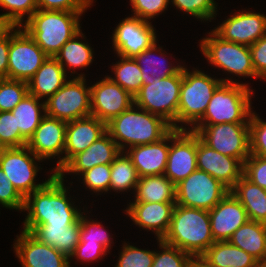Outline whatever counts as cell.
Segmentation results:
<instances>
[{"label": "cell", "mask_w": 266, "mask_h": 267, "mask_svg": "<svg viewBox=\"0 0 266 267\" xmlns=\"http://www.w3.org/2000/svg\"><path fill=\"white\" fill-rule=\"evenodd\" d=\"M65 181L55 174L41 189L25 197L23 231L31 232L38 225H73L79 220L86 205L81 209L75 205Z\"/></svg>", "instance_id": "cell-1"}, {"label": "cell", "mask_w": 266, "mask_h": 267, "mask_svg": "<svg viewBox=\"0 0 266 267\" xmlns=\"http://www.w3.org/2000/svg\"><path fill=\"white\" fill-rule=\"evenodd\" d=\"M172 129V125L164 118L141 109L134 103L106 123L107 133L121 152L130 147L155 143Z\"/></svg>", "instance_id": "cell-2"}, {"label": "cell", "mask_w": 266, "mask_h": 267, "mask_svg": "<svg viewBox=\"0 0 266 267\" xmlns=\"http://www.w3.org/2000/svg\"><path fill=\"white\" fill-rule=\"evenodd\" d=\"M187 68L183 66L177 129L190 130L204 116L211 97L222 83H235L250 87L249 83L237 82L238 80H234L232 76L231 78H229L230 76L217 78L215 75L211 77L210 74L199 68L193 67L191 71Z\"/></svg>", "instance_id": "cell-3"}, {"label": "cell", "mask_w": 266, "mask_h": 267, "mask_svg": "<svg viewBox=\"0 0 266 267\" xmlns=\"http://www.w3.org/2000/svg\"><path fill=\"white\" fill-rule=\"evenodd\" d=\"M162 240L192 257L202 256L215 242L208 210L176 204L168 232Z\"/></svg>", "instance_id": "cell-4"}, {"label": "cell", "mask_w": 266, "mask_h": 267, "mask_svg": "<svg viewBox=\"0 0 266 267\" xmlns=\"http://www.w3.org/2000/svg\"><path fill=\"white\" fill-rule=\"evenodd\" d=\"M83 13L38 9L21 27L48 57H55L63 44L81 30Z\"/></svg>", "instance_id": "cell-5"}, {"label": "cell", "mask_w": 266, "mask_h": 267, "mask_svg": "<svg viewBox=\"0 0 266 267\" xmlns=\"http://www.w3.org/2000/svg\"><path fill=\"white\" fill-rule=\"evenodd\" d=\"M242 84L222 83L211 97L204 116L195 125L249 123L254 89Z\"/></svg>", "instance_id": "cell-6"}, {"label": "cell", "mask_w": 266, "mask_h": 267, "mask_svg": "<svg viewBox=\"0 0 266 267\" xmlns=\"http://www.w3.org/2000/svg\"><path fill=\"white\" fill-rule=\"evenodd\" d=\"M183 78V67L167 78H152L143 81L139 92L134 96V104L152 114L164 118L177 129L179 96Z\"/></svg>", "instance_id": "cell-7"}, {"label": "cell", "mask_w": 266, "mask_h": 267, "mask_svg": "<svg viewBox=\"0 0 266 267\" xmlns=\"http://www.w3.org/2000/svg\"><path fill=\"white\" fill-rule=\"evenodd\" d=\"M199 41L200 51L208 63L224 73L237 77L255 78L250 47L222 40L212 30Z\"/></svg>", "instance_id": "cell-8"}, {"label": "cell", "mask_w": 266, "mask_h": 267, "mask_svg": "<svg viewBox=\"0 0 266 267\" xmlns=\"http://www.w3.org/2000/svg\"><path fill=\"white\" fill-rule=\"evenodd\" d=\"M40 161L43 160L38 158L27 146L2 148L0 150L1 169L24 198L41 189L55 175L51 168L47 180L45 179L42 183L35 182L39 170L42 169L39 164Z\"/></svg>", "instance_id": "cell-9"}, {"label": "cell", "mask_w": 266, "mask_h": 267, "mask_svg": "<svg viewBox=\"0 0 266 267\" xmlns=\"http://www.w3.org/2000/svg\"><path fill=\"white\" fill-rule=\"evenodd\" d=\"M190 130L223 155L238 158L242 163L250 156L249 123L194 125Z\"/></svg>", "instance_id": "cell-10"}, {"label": "cell", "mask_w": 266, "mask_h": 267, "mask_svg": "<svg viewBox=\"0 0 266 267\" xmlns=\"http://www.w3.org/2000/svg\"><path fill=\"white\" fill-rule=\"evenodd\" d=\"M86 78L69 80L45 100L46 115L66 122L91 115L90 86Z\"/></svg>", "instance_id": "cell-11"}, {"label": "cell", "mask_w": 266, "mask_h": 267, "mask_svg": "<svg viewBox=\"0 0 266 267\" xmlns=\"http://www.w3.org/2000/svg\"><path fill=\"white\" fill-rule=\"evenodd\" d=\"M230 190L207 172L197 169L175 185L176 204L211 210Z\"/></svg>", "instance_id": "cell-12"}, {"label": "cell", "mask_w": 266, "mask_h": 267, "mask_svg": "<svg viewBox=\"0 0 266 267\" xmlns=\"http://www.w3.org/2000/svg\"><path fill=\"white\" fill-rule=\"evenodd\" d=\"M47 57L29 34L18 26L10 34L7 79L28 82Z\"/></svg>", "instance_id": "cell-13"}, {"label": "cell", "mask_w": 266, "mask_h": 267, "mask_svg": "<svg viewBox=\"0 0 266 267\" xmlns=\"http://www.w3.org/2000/svg\"><path fill=\"white\" fill-rule=\"evenodd\" d=\"M157 38L152 22L131 15L114 28L111 36L112 49L116 56L134 58L158 42Z\"/></svg>", "instance_id": "cell-14"}, {"label": "cell", "mask_w": 266, "mask_h": 267, "mask_svg": "<svg viewBox=\"0 0 266 267\" xmlns=\"http://www.w3.org/2000/svg\"><path fill=\"white\" fill-rule=\"evenodd\" d=\"M197 134L188 129L169 132V153L164 175L174 184L197 170Z\"/></svg>", "instance_id": "cell-15"}, {"label": "cell", "mask_w": 266, "mask_h": 267, "mask_svg": "<svg viewBox=\"0 0 266 267\" xmlns=\"http://www.w3.org/2000/svg\"><path fill=\"white\" fill-rule=\"evenodd\" d=\"M66 127V121L45 115L26 145L43 161L55 158V174L63 168Z\"/></svg>", "instance_id": "cell-16"}, {"label": "cell", "mask_w": 266, "mask_h": 267, "mask_svg": "<svg viewBox=\"0 0 266 267\" xmlns=\"http://www.w3.org/2000/svg\"><path fill=\"white\" fill-rule=\"evenodd\" d=\"M211 30L222 40L250 47L266 35V15L250 9L237 10Z\"/></svg>", "instance_id": "cell-17"}, {"label": "cell", "mask_w": 266, "mask_h": 267, "mask_svg": "<svg viewBox=\"0 0 266 267\" xmlns=\"http://www.w3.org/2000/svg\"><path fill=\"white\" fill-rule=\"evenodd\" d=\"M91 115L108 123L134 103L131 96L107 75L90 86Z\"/></svg>", "instance_id": "cell-18"}, {"label": "cell", "mask_w": 266, "mask_h": 267, "mask_svg": "<svg viewBox=\"0 0 266 267\" xmlns=\"http://www.w3.org/2000/svg\"><path fill=\"white\" fill-rule=\"evenodd\" d=\"M13 242L15 256L22 267H72L65 254L40 242L30 232L22 230Z\"/></svg>", "instance_id": "cell-19"}, {"label": "cell", "mask_w": 266, "mask_h": 267, "mask_svg": "<svg viewBox=\"0 0 266 267\" xmlns=\"http://www.w3.org/2000/svg\"><path fill=\"white\" fill-rule=\"evenodd\" d=\"M197 169L203 170L219 180L229 190L243 176V163L226 156L204 144L197 135Z\"/></svg>", "instance_id": "cell-20"}, {"label": "cell", "mask_w": 266, "mask_h": 267, "mask_svg": "<svg viewBox=\"0 0 266 267\" xmlns=\"http://www.w3.org/2000/svg\"><path fill=\"white\" fill-rule=\"evenodd\" d=\"M175 205L176 202H129L123 211L134 225L161 240L168 232Z\"/></svg>", "instance_id": "cell-21"}, {"label": "cell", "mask_w": 266, "mask_h": 267, "mask_svg": "<svg viewBox=\"0 0 266 267\" xmlns=\"http://www.w3.org/2000/svg\"><path fill=\"white\" fill-rule=\"evenodd\" d=\"M120 152L115 141L106 132L98 140L94 141L88 149L75 155L57 175L62 180L71 174L80 176L83 172L96 165L111 164Z\"/></svg>", "instance_id": "cell-22"}, {"label": "cell", "mask_w": 266, "mask_h": 267, "mask_svg": "<svg viewBox=\"0 0 266 267\" xmlns=\"http://www.w3.org/2000/svg\"><path fill=\"white\" fill-rule=\"evenodd\" d=\"M214 241H228L249 218L245 208L231 191L208 211Z\"/></svg>", "instance_id": "cell-23"}, {"label": "cell", "mask_w": 266, "mask_h": 267, "mask_svg": "<svg viewBox=\"0 0 266 267\" xmlns=\"http://www.w3.org/2000/svg\"><path fill=\"white\" fill-rule=\"evenodd\" d=\"M106 132V123L92 115L67 122L63 167Z\"/></svg>", "instance_id": "cell-24"}, {"label": "cell", "mask_w": 266, "mask_h": 267, "mask_svg": "<svg viewBox=\"0 0 266 267\" xmlns=\"http://www.w3.org/2000/svg\"><path fill=\"white\" fill-rule=\"evenodd\" d=\"M132 160L140 177L165 173L169 153V133L161 140L130 147L124 151Z\"/></svg>", "instance_id": "cell-25"}, {"label": "cell", "mask_w": 266, "mask_h": 267, "mask_svg": "<svg viewBox=\"0 0 266 267\" xmlns=\"http://www.w3.org/2000/svg\"><path fill=\"white\" fill-rule=\"evenodd\" d=\"M84 34L82 30L76 33L70 40L63 44L61 50L54 57L66 73L71 74L69 77L71 76L72 78H86V74H78L76 69H87L94 61V48L87 42L86 35Z\"/></svg>", "instance_id": "cell-26"}, {"label": "cell", "mask_w": 266, "mask_h": 267, "mask_svg": "<svg viewBox=\"0 0 266 267\" xmlns=\"http://www.w3.org/2000/svg\"><path fill=\"white\" fill-rule=\"evenodd\" d=\"M69 78L64 68L54 57H47L27 82L28 93L45 101L58 91Z\"/></svg>", "instance_id": "cell-27"}, {"label": "cell", "mask_w": 266, "mask_h": 267, "mask_svg": "<svg viewBox=\"0 0 266 267\" xmlns=\"http://www.w3.org/2000/svg\"><path fill=\"white\" fill-rule=\"evenodd\" d=\"M80 218L73 225H38L30 233L40 242L53 246L68 258L80 242Z\"/></svg>", "instance_id": "cell-28"}, {"label": "cell", "mask_w": 266, "mask_h": 267, "mask_svg": "<svg viewBox=\"0 0 266 267\" xmlns=\"http://www.w3.org/2000/svg\"><path fill=\"white\" fill-rule=\"evenodd\" d=\"M158 43L156 42L151 48L134 57L142 71L143 81L152 80V78H167L175 75L184 66L179 61L178 63L177 61L175 62L176 65L171 63L173 61L168 62V56L166 55L168 53ZM159 56L161 57L160 60Z\"/></svg>", "instance_id": "cell-29"}, {"label": "cell", "mask_w": 266, "mask_h": 267, "mask_svg": "<svg viewBox=\"0 0 266 267\" xmlns=\"http://www.w3.org/2000/svg\"><path fill=\"white\" fill-rule=\"evenodd\" d=\"M259 263L266 262V224L248 220L228 240Z\"/></svg>", "instance_id": "cell-30"}, {"label": "cell", "mask_w": 266, "mask_h": 267, "mask_svg": "<svg viewBox=\"0 0 266 267\" xmlns=\"http://www.w3.org/2000/svg\"><path fill=\"white\" fill-rule=\"evenodd\" d=\"M211 267H257L259 262L229 241L214 242L202 255Z\"/></svg>", "instance_id": "cell-31"}, {"label": "cell", "mask_w": 266, "mask_h": 267, "mask_svg": "<svg viewBox=\"0 0 266 267\" xmlns=\"http://www.w3.org/2000/svg\"><path fill=\"white\" fill-rule=\"evenodd\" d=\"M245 208L249 220L266 224V190L242 176L230 190Z\"/></svg>", "instance_id": "cell-32"}, {"label": "cell", "mask_w": 266, "mask_h": 267, "mask_svg": "<svg viewBox=\"0 0 266 267\" xmlns=\"http://www.w3.org/2000/svg\"><path fill=\"white\" fill-rule=\"evenodd\" d=\"M133 197L130 202H176L175 185L164 174L140 177Z\"/></svg>", "instance_id": "cell-33"}, {"label": "cell", "mask_w": 266, "mask_h": 267, "mask_svg": "<svg viewBox=\"0 0 266 267\" xmlns=\"http://www.w3.org/2000/svg\"><path fill=\"white\" fill-rule=\"evenodd\" d=\"M11 112L16 117L20 134L28 141L46 115L45 101L28 93Z\"/></svg>", "instance_id": "cell-34"}, {"label": "cell", "mask_w": 266, "mask_h": 267, "mask_svg": "<svg viewBox=\"0 0 266 267\" xmlns=\"http://www.w3.org/2000/svg\"><path fill=\"white\" fill-rule=\"evenodd\" d=\"M117 57L119 60L111 66L114 76H107L134 97L143 85L142 71L134 58Z\"/></svg>", "instance_id": "cell-35"}, {"label": "cell", "mask_w": 266, "mask_h": 267, "mask_svg": "<svg viewBox=\"0 0 266 267\" xmlns=\"http://www.w3.org/2000/svg\"><path fill=\"white\" fill-rule=\"evenodd\" d=\"M138 179L139 176L132 160L125 152H120L111 163L110 191L121 194L132 191L131 193L134 194Z\"/></svg>", "instance_id": "cell-36"}, {"label": "cell", "mask_w": 266, "mask_h": 267, "mask_svg": "<svg viewBox=\"0 0 266 267\" xmlns=\"http://www.w3.org/2000/svg\"><path fill=\"white\" fill-rule=\"evenodd\" d=\"M87 212V213H86ZM89 211L83 209V212L80 216V242L79 243H92V244H101L103 245L109 252L112 249L113 237L110 232L106 231V227L97 221V219H91ZM89 216H88V215Z\"/></svg>", "instance_id": "cell-37"}, {"label": "cell", "mask_w": 266, "mask_h": 267, "mask_svg": "<svg viewBox=\"0 0 266 267\" xmlns=\"http://www.w3.org/2000/svg\"><path fill=\"white\" fill-rule=\"evenodd\" d=\"M170 5L179 11L190 15L200 22L215 20L218 12V3L215 0H169ZM215 17V18H214Z\"/></svg>", "instance_id": "cell-38"}, {"label": "cell", "mask_w": 266, "mask_h": 267, "mask_svg": "<svg viewBox=\"0 0 266 267\" xmlns=\"http://www.w3.org/2000/svg\"><path fill=\"white\" fill-rule=\"evenodd\" d=\"M160 251L154 250L151 267H187L192 256L183 250L157 239Z\"/></svg>", "instance_id": "cell-39"}, {"label": "cell", "mask_w": 266, "mask_h": 267, "mask_svg": "<svg viewBox=\"0 0 266 267\" xmlns=\"http://www.w3.org/2000/svg\"><path fill=\"white\" fill-rule=\"evenodd\" d=\"M79 178L81 184L85 185L84 189L93 191L92 194H105L110 191L111 164L96 165L83 172Z\"/></svg>", "instance_id": "cell-40"}, {"label": "cell", "mask_w": 266, "mask_h": 267, "mask_svg": "<svg viewBox=\"0 0 266 267\" xmlns=\"http://www.w3.org/2000/svg\"><path fill=\"white\" fill-rule=\"evenodd\" d=\"M26 94H28L27 82L0 79V112L12 111Z\"/></svg>", "instance_id": "cell-41"}, {"label": "cell", "mask_w": 266, "mask_h": 267, "mask_svg": "<svg viewBox=\"0 0 266 267\" xmlns=\"http://www.w3.org/2000/svg\"><path fill=\"white\" fill-rule=\"evenodd\" d=\"M121 251L115 267H151L154 250L140 249L129 242L122 243Z\"/></svg>", "instance_id": "cell-42"}, {"label": "cell", "mask_w": 266, "mask_h": 267, "mask_svg": "<svg viewBox=\"0 0 266 267\" xmlns=\"http://www.w3.org/2000/svg\"><path fill=\"white\" fill-rule=\"evenodd\" d=\"M27 142L20 134L14 114L11 111L0 112V147H23Z\"/></svg>", "instance_id": "cell-43"}, {"label": "cell", "mask_w": 266, "mask_h": 267, "mask_svg": "<svg viewBox=\"0 0 266 267\" xmlns=\"http://www.w3.org/2000/svg\"><path fill=\"white\" fill-rule=\"evenodd\" d=\"M0 7L7 10L2 14L9 17L17 26L23 25L38 10L36 0H0Z\"/></svg>", "instance_id": "cell-44"}, {"label": "cell", "mask_w": 266, "mask_h": 267, "mask_svg": "<svg viewBox=\"0 0 266 267\" xmlns=\"http://www.w3.org/2000/svg\"><path fill=\"white\" fill-rule=\"evenodd\" d=\"M250 154L266 157V121L252 111L249 121Z\"/></svg>", "instance_id": "cell-45"}, {"label": "cell", "mask_w": 266, "mask_h": 267, "mask_svg": "<svg viewBox=\"0 0 266 267\" xmlns=\"http://www.w3.org/2000/svg\"><path fill=\"white\" fill-rule=\"evenodd\" d=\"M132 16L151 21L168 10L169 0H129ZM156 16V17H155Z\"/></svg>", "instance_id": "cell-46"}, {"label": "cell", "mask_w": 266, "mask_h": 267, "mask_svg": "<svg viewBox=\"0 0 266 267\" xmlns=\"http://www.w3.org/2000/svg\"><path fill=\"white\" fill-rule=\"evenodd\" d=\"M24 197L8 180L7 176L0 167V205L5 209L23 211Z\"/></svg>", "instance_id": "cell-47"}, {"label": "cell", "mask_w": 266, "mask_h": 267, "mask_svg": "<svg viewBox=\"0 0 266 267\" xmlns=\"http://www.w3.org/2000/svg\"><path fill=\"white\" fill-rule=\"evenodd\" d=\"M243 176L266 190V157L250 154L243 163Z\"/></svg>", "instance_id": "cell-48"}, {"label": "cell", "mask_w": 266, "mask_h": 267, "mask_svg": "<svg viewBox=\"0 0 266 267\" xmlns=\"http://www.w3.org/2000/svg\"><path fill=\"white\" fill-rule=\"evenodd\" d=\"M95 0H36L38 9L85 12ZM89 7V8H88Z\"/></svg>", "instance_id": "cell-49"}, {"label": "cell", "mask_w": 266, "mask_h": 267, "mask_svg": "<svg viewBox=\"0 0 266 267\" xmlns=\"http://www.w3.org/2000/svg\"><path fill=\"white\" fill-rule=\"evenodd\" d=\"M107 253L109 254L110 252L101 244L78 243L73 254L69 258V264L72 263L71 261L73 259L88 264L92 261L99 262Z\"/></svg>", "instance_id": "cell-50"}, {"label": "cell", "mask_w": 266, "mask_h": 267, "mask_svg": "<svg viewBox=\"0 0 266 267\" xmlns=\"http://www.w3.org/2000/svg\"><path fill=\"white\" fill-rule=\"evenodd\" d=\"M252 64L256 73V79L266 81V35L258 39L250 46Z\"/></svg>", "instance_id": "cell-51"}, {"label": "cell", "mask_w": 266, "mask_h": 267, "mask_svg": "<svg viewBox=\"0 0 266 267\" xmlns=\"http://www.w3.org/2000/svg\"><path fill=\"white\" fill-rule=\"evenodd\" d=\"M10 35L0 41V79H7Z\"/></svg>", "instance_id": "cell-52"}, {"label": "cell", "mask_w": 266, "mask_h": 267, "mask_svg": "<svg viewBox=\"0 0 266 267\" xmlns=\"http://www.w3.org/2000/svg\"><path fill=\"white\" fill-rule=\"evenodd\" d=\"M18 26L4 14H0V41L7 38Z\"/></svg>", "instance_id": "cell-53"}, {"label": "cell", "mask_w": 266, "mask_h": 267, "mask_svg": "<svg viewBox=\"0 0 266 267\" xmlns=\"http://www.w3.org/2000/svg\"><path fill=\"white\" fill-rule=\"evenodd\" d=\"M187 267H211L202 256L192 257Z\"/></svg>", "instance_id": "cell-54"}, {"label": "cell", "mask_w": 266, "mask_h": 267, "mask_svg": "<svg viewBox=\"0 0 266 267\" xmlns=\"http://www.w3.org/2000/svg\"><path fill=\"white\" fill-rule=\"evenodd\" d=\"M257 267H266V262L265 263H259Z\"/></svg>", "instance_id": "cell-55"}]
</instances>
